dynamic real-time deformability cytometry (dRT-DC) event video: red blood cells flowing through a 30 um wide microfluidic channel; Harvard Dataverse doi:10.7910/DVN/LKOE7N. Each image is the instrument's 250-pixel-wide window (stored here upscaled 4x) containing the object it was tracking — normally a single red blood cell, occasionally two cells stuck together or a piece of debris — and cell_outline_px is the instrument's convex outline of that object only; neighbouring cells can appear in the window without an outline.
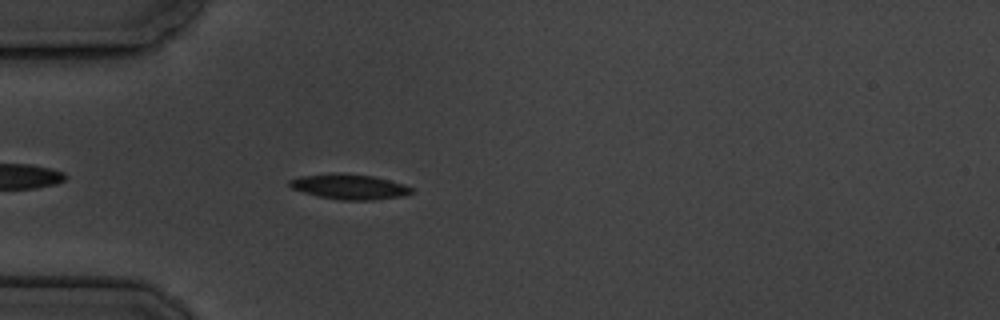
{"species": "common noctule bat (a hibernating species)", "species_latin": "Nyctalus noctula", "temperature_condition": "cold", "stored_images_in_passage": 5, "camera_frame_rate_fps": 3000, "um_per_image_px": 0.085, "animal": {"sex": "male", "body_mass_g": 19.5, "forearm_length_mm": 54.6}, "frame": {"image": 1, "passage_image": 5, "time_ms": 4.667, "image_size_px": [1000, 320], "cell_outline_px": [[412, 192], [404, 196], [372, 200], [340, 200], [320, 196], [304, 192], [292, 188], [288, 184], [288, 180], [300, 176], [332, 172], [344, 172], [372, 176], [404, 184], [412, 188]], "centroid_in_image_um": [29.67, 15.85], "position_along_channel_um": 55.3, "area_um2": 17.98}}